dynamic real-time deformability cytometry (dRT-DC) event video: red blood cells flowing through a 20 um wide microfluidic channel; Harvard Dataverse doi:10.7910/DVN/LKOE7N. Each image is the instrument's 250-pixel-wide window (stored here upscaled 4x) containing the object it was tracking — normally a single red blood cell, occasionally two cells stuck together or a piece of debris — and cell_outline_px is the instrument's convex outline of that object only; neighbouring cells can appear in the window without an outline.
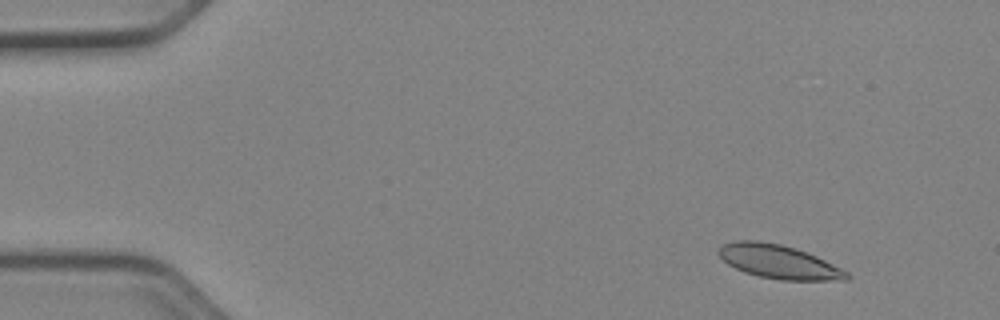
{"species": "Egyptian fruit bat (a non-hibernating species)", "species_latin": "Rousettus aegyptiacus", "temperature_condition": "cold", "stored_images_in_passage": 48, "camera_frame_rate_fps": 3000, "um_per_image_px": 0.085, "animal": {"sex": "female"}, "frame": {"image": 1, "passage_image": 2, "time_ms": 0.333, "image_size_px": [1000, 320], "cell_outline_px": [[852, 276], [848, 280], [780, 280], [760, 276], [744, 272], [728, 264], [716, 252], [724, 244], [736, 240], [756, 240], [780, 244], [796, 248], [816, 256], [848, 272]], "centroid_in_image_um": [66.2, 22.25], "position_along_channel_um": 18.8, "area_um2": 25.03}}
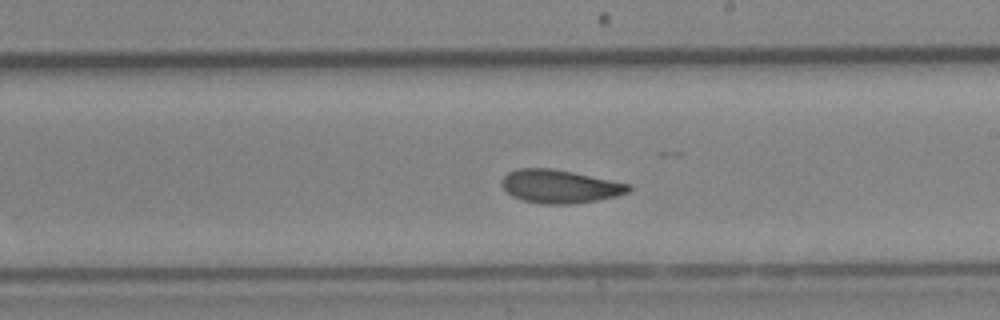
{"frame": {"image": 2, "passage_image": 27, "time_ms": 8.667, "image_size_px": [1000, 320], "cell_outline_px": [[632, 188], [628, 192], [616, 196], [596, 200], [572, 204], [540, 204], [524, 200], [512, 196], [500, 184], [504, 176], [508, 172], [520, 168], [552, 168], [632, 184]], "centroid_in_image_um": [47.59, 15.84], "position_along_channel_um": 241.4, "area_um2": 24.57}}
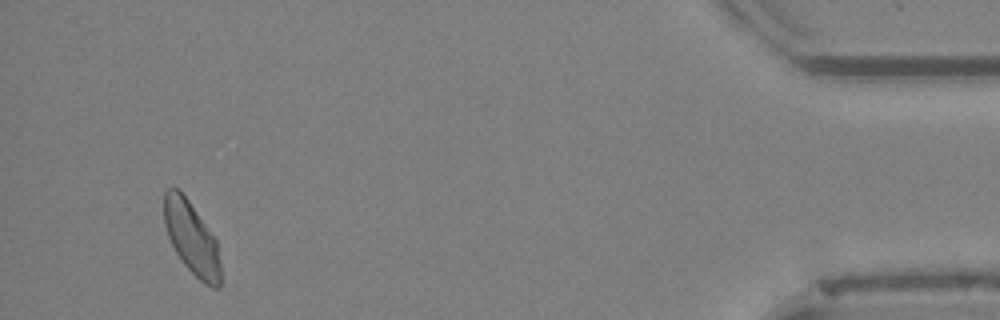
{"frame": {"image": 3, "passage_image": 46, "time_ms": 15.0, "image_size_px": [1000, 320], "cell_outline_px": [[220, 288], [212, 288], [200, 280], [184, 264], [176, 252], [168, 236], [164, 224], [164, 192], [168, 188], [176, 188], [188, 200], [216, 240], [220, 264]], "centroid_in_image_um": [16.28, 20.26], "position_along_channel_um": 418.9, "area_um2": 23.41}, "authors_computed_cell_mechanics": {"area_um2": 24.7384, "velocity_mm_per_s": 3.9189, "shape_relaxation_time_tau1_ms": 3.8793, "shape_relaxation_time_tau2_ms": 2.6416, "deformation_change_tau1": 0.1034, "deformation_change_tau2": 0.0729}}